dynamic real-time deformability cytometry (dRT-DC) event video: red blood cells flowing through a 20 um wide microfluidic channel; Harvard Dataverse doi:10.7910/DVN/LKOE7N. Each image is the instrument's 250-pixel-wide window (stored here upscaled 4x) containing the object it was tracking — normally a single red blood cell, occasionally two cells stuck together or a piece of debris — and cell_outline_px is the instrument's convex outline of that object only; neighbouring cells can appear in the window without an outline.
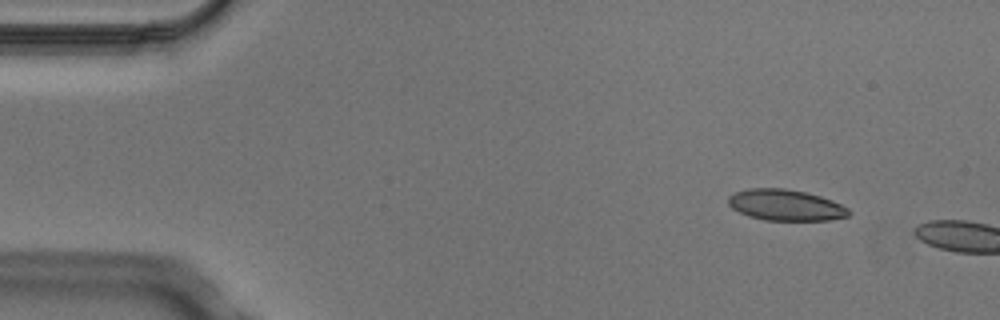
{"species": "Egyptian fruit bat (a non-hibernating species)", "species_latin": "Rousettus aegyptiacus", "temperature_condition": "cold", "stored_images_in_passage": 2, "camera_frame_rate_fps": 3000, "um_per_image_px": 0.085, "animal": {"sex": "male"}, "frame": {"image": 1, "passage_image": 1, "time_ms": 0.0, "image_size_px": [1000, 320], "cell_outline_px": [[852, 212], [848, 216], [828, 220], [764, 220], [748, 216], [732, 208], [728, 204], [728, 196], [736, 192], [748, 188], [784, 188], [804, 192], [820, 196], [832, 200], [848, 208]], "centroid_in_image_um": [66.77, 17.43], "position_along_channel_um": 18.2, "area_um2": 21.79}}